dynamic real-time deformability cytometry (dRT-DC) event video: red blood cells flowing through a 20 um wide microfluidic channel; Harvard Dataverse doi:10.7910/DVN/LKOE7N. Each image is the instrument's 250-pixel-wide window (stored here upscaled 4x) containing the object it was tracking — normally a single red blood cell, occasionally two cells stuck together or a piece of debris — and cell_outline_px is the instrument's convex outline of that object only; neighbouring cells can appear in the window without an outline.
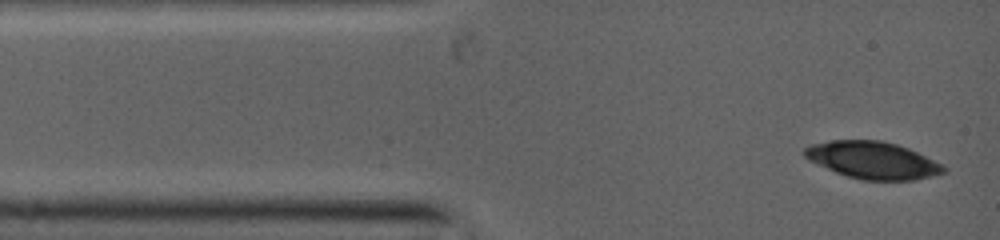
{"species": "common noctule bat (a hibernating species)", "species_latin": "Nyctalus noctula", "temperature_condition": "warm", "stored_images_in_passage": 14, "camera_frame_rate_fps": 5000, "um_per_image_px": 0.085, "animal": {"sex": "female", "body_mass_g": 19.0, "forearm_length_mm": 53.3}, "frame": {"image": 1, "passage_image": 1, "time_ms": 0.0, "image_size_px": [1000, 240], "cell_outline_px": [[944, 172], [912, 180], [864, 180], [848, 176], [836, 172], [804, 156], [804, 148], [812, 144], [832, 140], [876, 140], [896, 144], [908, 148], [940, 164], [944, 168]], "centroid_in_image_um": [74.15, 13.6], "position_along_channel_um": 10.9, "area_um2": 29.19}}
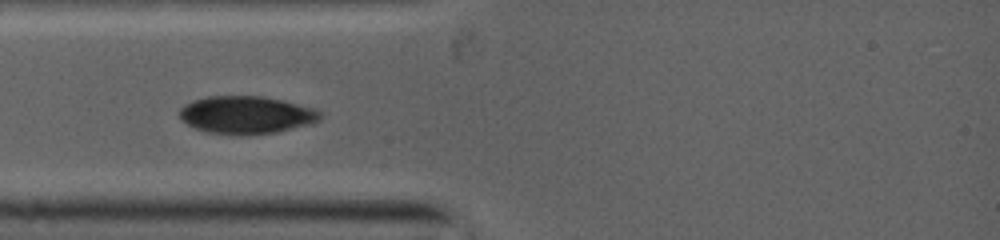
{"frame": {"image": 2, "passage_image": 10, "time_ms": 2.4, "image_size_px": [1000, 240], "cell_outline_px": [[320, 120], [312, 124], [276, 132], [208, 132], [196, 128], [188, 124], [180, 116], [180, 108], [196, 100], [208, 96], [260, 96], [280, 100], [312, 108], [320, 112]], "centroid_in_image_um": [20.97, 9.73], "position_along_channel_um": 64.0, "area_um2": 29.54}}